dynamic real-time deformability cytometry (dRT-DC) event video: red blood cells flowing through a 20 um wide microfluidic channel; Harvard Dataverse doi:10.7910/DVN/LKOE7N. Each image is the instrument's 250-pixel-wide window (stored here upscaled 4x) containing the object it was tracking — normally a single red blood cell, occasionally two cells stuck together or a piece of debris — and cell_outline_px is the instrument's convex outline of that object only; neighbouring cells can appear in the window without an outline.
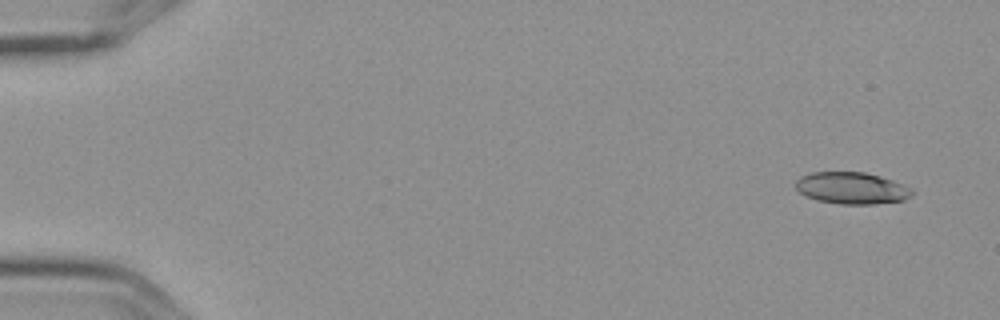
{"species": "Egyptian fruit bat (a non-hibernating species)", "species_latin": "Rousettus aegyptiacus", "temperature_condition": "cold", "stored_images_in_passage": 5, "camera_frame_rate_fps": 3000, "um_per_image_px": 0.085, "frame": {"image": 1, "passage_image": 1, "time_ms": 0.0, "image_size_px": [1000, 320], "cell_outline_px": [[912, 196], [904, 200], [876, 204], [840, 204], [816, 200], [804, 196], [796, 188], [796, 180], [800, 176], [812, 172], [864, 172], [880, 176], [892, 180], [912, 188]], "centroid_in_image_um": [72.38, 15.99], "position_along_channel_um": 12.6, "area_um2": 21.68}}
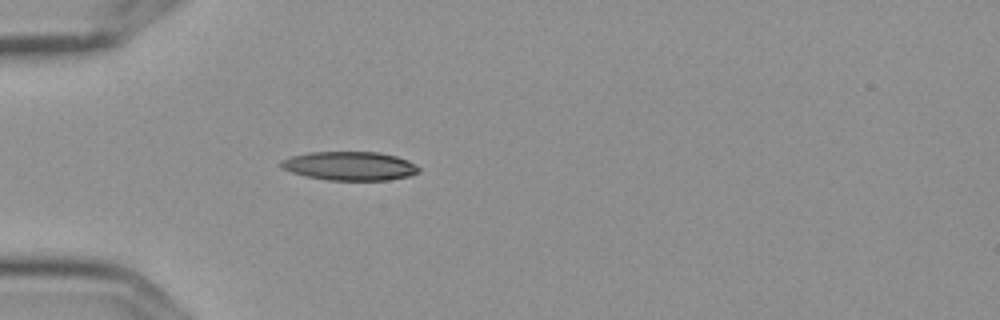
{"frame": {"image": 2, "passage_image": 5, "time_ms": 1.333, "image_size_px": [1000, 320], "cell_outline_px": [[420, 172], [408, 176], [388, 180], [328, 180], [304, 176], [280, 168], [280, 160], [292, 156], [308, 152], [380, 152], [396, 156], [408, 160], [420, 168]], "centroid_in_image_um": [29.71, 14.1], "position_along_channel_um": 55.3, "area_um2": 23.24}}